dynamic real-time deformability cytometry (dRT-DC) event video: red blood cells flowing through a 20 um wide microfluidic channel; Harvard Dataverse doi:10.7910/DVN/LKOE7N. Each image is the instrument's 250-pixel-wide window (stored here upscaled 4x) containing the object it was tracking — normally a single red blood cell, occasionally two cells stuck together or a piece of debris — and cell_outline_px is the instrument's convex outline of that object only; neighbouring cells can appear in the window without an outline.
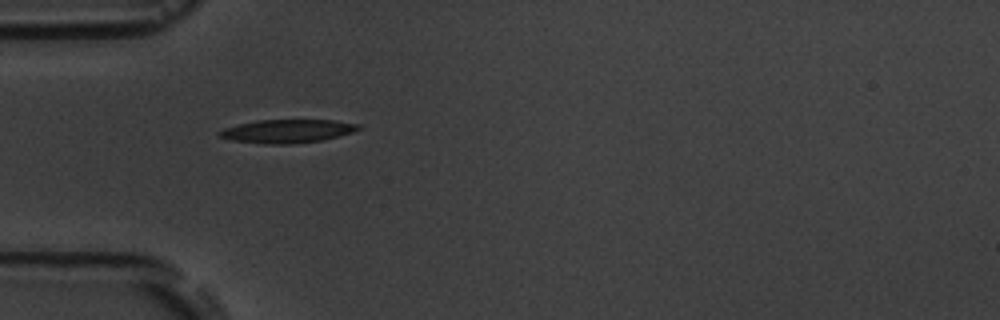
{"species": "common noctule bat (a hibernating species)", "species_latin": "Nyctalus noctula", "temperature_condition": "room temperature", "stored_images_in_passage": 2, "camera_frame_rate_fps": 3000, "um_per_image_px": 0.085, "animal": {"sex": "male", "body_mass_g": 19.5, "forearm_length_mm": 54.6}, "frame": {"image": 1, "passage_image": 1, "time_ms": 0.0, "image_size_px": [1000, 320], "cell_outline_px": [[360, 128], [352, 132], [320, 140], [292, 144], [264, 144], [232, 140], [220, 136], [220, 132], [224, 128], [256, 120], [332, 120], [360, 124]], "centroid_in_image_um": [24.42, 11.14], "position_along_channel_um": 60.6, "area_um2": 18.61}}
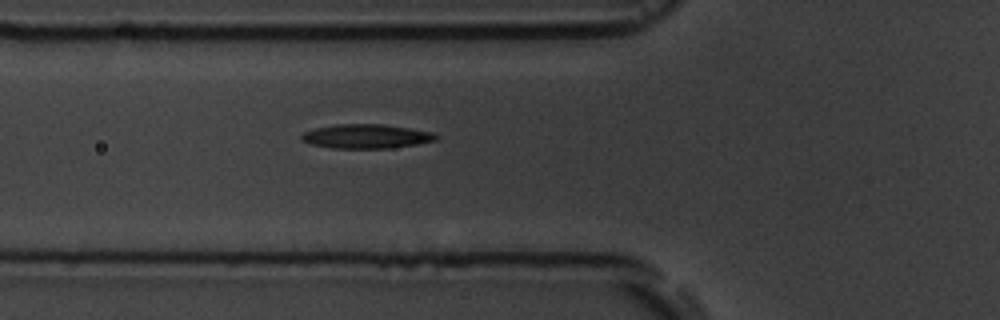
{"frame": {"image": 2, "passage_image": 2, "time_ms": 1.0, "image_size_px": [1000, 320], "cell_outline_px": [[436, 140], [416, 144], [388, 148], [332, 148], [312, 144], [300, 140], [300, 136], [304, 132], [316, 128], [336, 124], [384, 124], [432, 132], [436, 136]], "centroid_in_image_um": [31.08, 11.58], "position_along_channel_um": 94.7, "area_um2": 18.73}}